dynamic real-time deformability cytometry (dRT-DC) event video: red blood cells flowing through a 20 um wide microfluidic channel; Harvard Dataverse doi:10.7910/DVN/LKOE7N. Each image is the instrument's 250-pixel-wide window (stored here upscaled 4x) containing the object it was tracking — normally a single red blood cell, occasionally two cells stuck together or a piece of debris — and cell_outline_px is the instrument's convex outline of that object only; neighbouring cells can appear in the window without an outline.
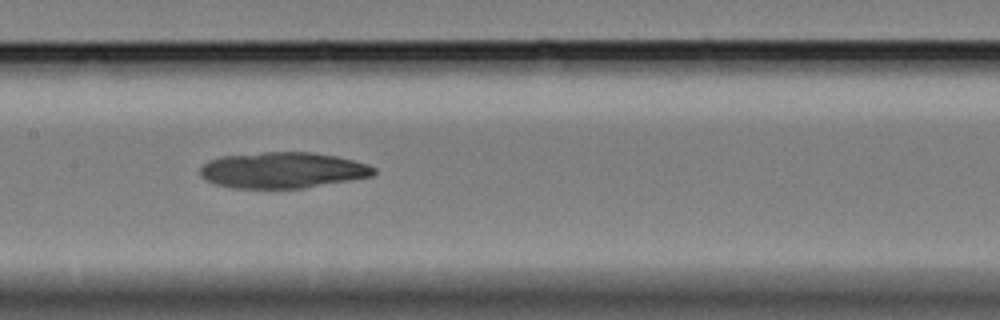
{"species": "Egyptian fruit bat (a non-hibernating species)", "species_latin": "Rousettus aegyptiacus", "temperature_condition": "cold", "stored_images_in_passage": 43, "camera_frame_rate_fps": 3000, "um_per_image_px": 0.085, "animal": {"sex": "female"}, "frame": {"image": 1, "passage_image": 13, "time_ms": 4.0, "image_size_px": [1000, 320], "cell_outline_px": [[376, 172], [372, 176], [304, 188], [236, 188], [216, 184], [204, 180], [200, 176], [200, 168], [208, 160], [220, 156], [264, 152], [312, 152], [336, 156], [368, 164], [376, 168]], "centroid_in_image_um": [24.0, 14.46], "position_along_channel_um": 183.4, "area_um2": 36.47}}
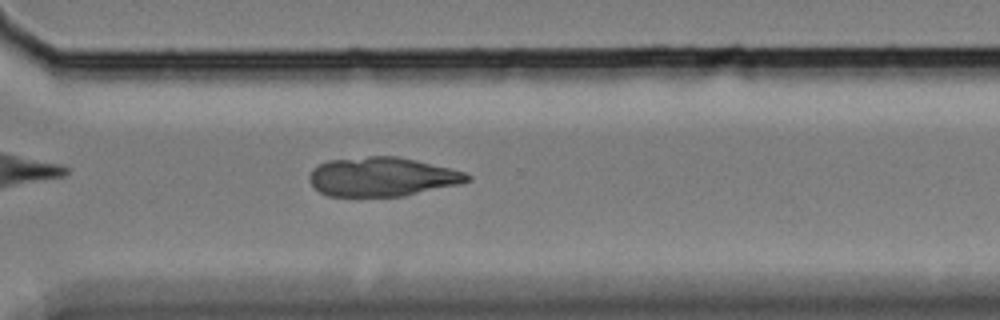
{"frame": {"image": 2, "passage_image": 27, "time_ms": 8.667, "image_size_px": [1000, 320], "cell_outline_px": [[472, 180], [460, 184], [404, 196], [328, 196], [312, 188], [308, 180], [308, 176], [312, 168], [328, 160], [368, 156], [396, 156], [416, 160], [464, 172], [472, 176]], "centroid_in_image_um": [32.44, 15.03], "position_along_channel_um": 338.2, "area_um2": 36.18}}
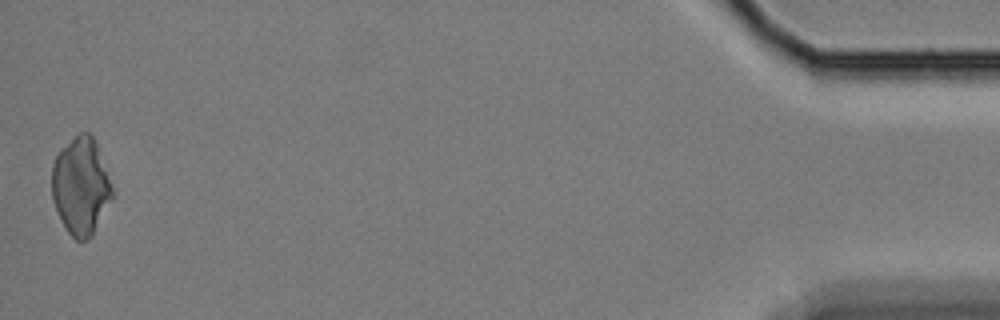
{"frame": {"image": 3, "passage_image": 43, "time_ms": 14.0, "image_size_px": [1000, 320], "cell_outline_px": [[116, 196], [92, 236], [88, 240], [76, 240], [68, 232], [52, 200], [52, 164], [60, 148], [80, 132], [88, 132], [92, 136], [96, 144], [116, 192]], "centroid_in_image_um": [6.91, 15.84], "position_along_channel_um": 428.3, "area_um2": 34.68}}